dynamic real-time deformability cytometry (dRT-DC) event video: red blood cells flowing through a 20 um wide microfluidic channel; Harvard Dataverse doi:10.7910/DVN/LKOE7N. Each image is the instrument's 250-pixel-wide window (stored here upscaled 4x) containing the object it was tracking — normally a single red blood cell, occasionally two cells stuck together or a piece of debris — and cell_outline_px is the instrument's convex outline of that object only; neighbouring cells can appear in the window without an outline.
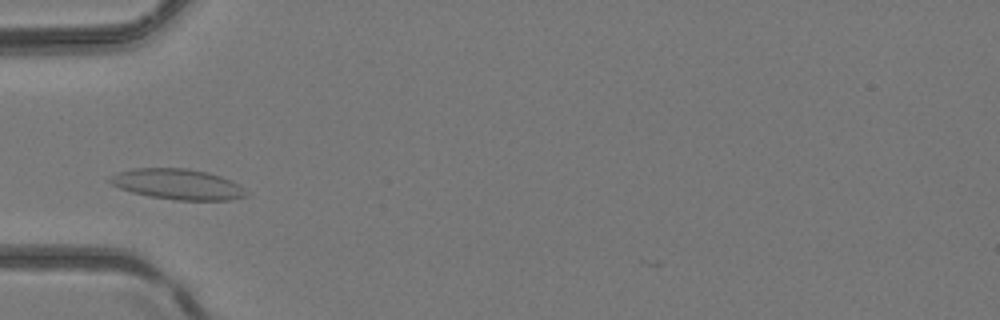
{"species": "common noctule bat (a hibernating species)", "species_latin": "Nyctalus noctula", "temperature_condition": "room temperature", "stored_images_in_passage": 3, "camera_frame_rate_fps": 3000, "um_per_image_px": 0.085, "animal": {"sex": "female", "body_mass_g": 24.6, "forearm_length_mm": 56.2}, "frame": {"image": 1, "passage_image": 3, "time_ms": 0.667, "image_size_px": [1000, 320], "cell_outline_px": [[248, 196], [228, 200], [176, 200], [148, 196], [132, 192], [120, 188], [112, 184], [108, 180], [116, 172], [132, 168], [188, 168], [208, 172], [220, 176], [236, 184], [248, 192]], "centroid_in_image_um": [15.07, 15.65], "position_along_channel_um": 69.9, "area_um2": 24.16}}